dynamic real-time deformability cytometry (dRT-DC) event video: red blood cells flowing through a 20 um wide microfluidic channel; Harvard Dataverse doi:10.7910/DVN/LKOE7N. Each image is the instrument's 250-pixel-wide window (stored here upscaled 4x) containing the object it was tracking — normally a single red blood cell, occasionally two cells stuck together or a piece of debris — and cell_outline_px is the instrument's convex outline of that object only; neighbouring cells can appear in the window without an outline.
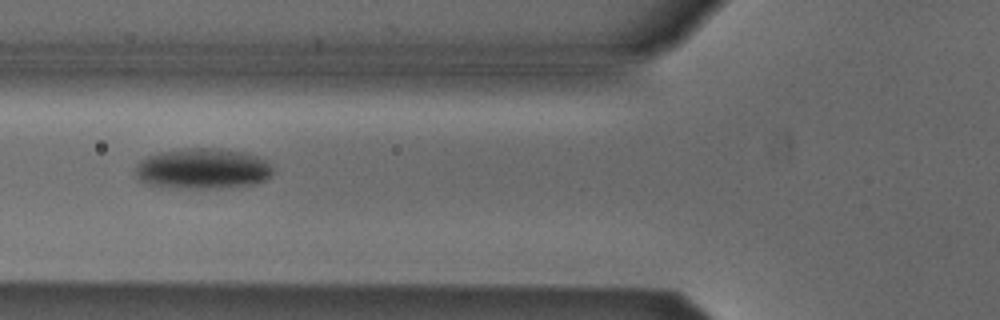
{"species": "Egyptian fruit bat (a non-hibernating species)", "species_latin": "Rousettus aegyptiacus", "temperature_condition": "cold", "stored_images_in_passage": 5, "camera_frame_rate_fps": 3000, "um_per_image_px": 0.085, "animal": {"sex": "male"}, "frame": {"image": 1, "passage_image": 3, "time_ms": 2.333, "image_size_px": [1000, 320], "cell_outline_px": [[272, 176], [256, 184], [216, 188], [160, 188], [148, 184], [140, 180], [136, 176], [136, 164], [140, 160], [148, 156], [160, 152], [184, 148], [212, 148], [244, 152], [256, 156], [272, 164]], "centroid_in_image_um": [17.21, 14.35], "position_along_channel_um": 108.6, "area_um2": 32.77}}
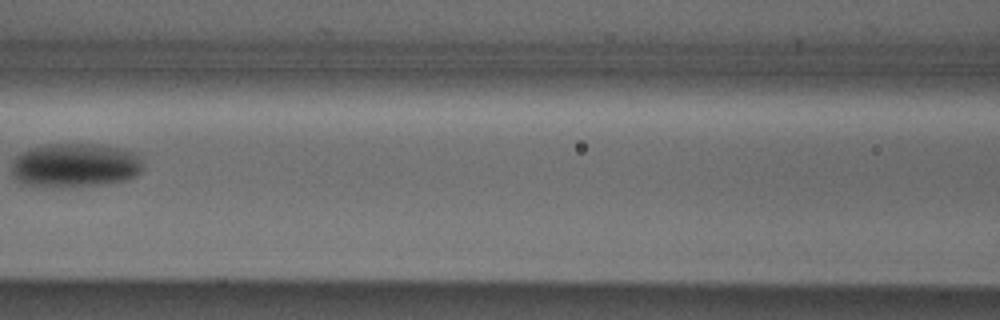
{"frame": {"image": 2, "passage_image": 4, "time_ms": 3.667, "image_size_px": [1000, 320], "cell_outline_px": [[144, 168], [136, 176], [128, 180], [104, 184], [60, 188], [20, 184], [12, 176], [12, 164], [16, 156], [32, 148], [48, 144], [88, 144], [120, 148], [132, 152], [140, 156], [144, 164]], "centroid_in_image_um": [6.39, 14.08], "position_along_channel_um": 160.2, "area_um2": 34.1}}
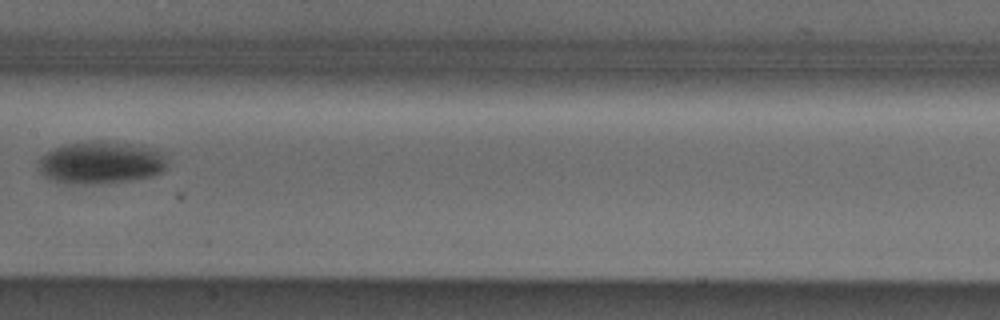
{"frame": {"image": 3, "passage_image": 5, "time_ms": 4.667, "image_size_px": [1000, 320], "cell_outline_px": [[164, 168], [160, 172], [148, 176], [128, 180], [92, 184], [64, 184], [52, 180], [44, 176], [40, 172], [40, 160], [48, 152], [64, 144], [100, 140], [140, 144], [156, 152], [164, 160]], "centroid_in_image_um": [8.49, 13.82], "position_along_channel_um": 198.9, "area_um2": 31.15}}